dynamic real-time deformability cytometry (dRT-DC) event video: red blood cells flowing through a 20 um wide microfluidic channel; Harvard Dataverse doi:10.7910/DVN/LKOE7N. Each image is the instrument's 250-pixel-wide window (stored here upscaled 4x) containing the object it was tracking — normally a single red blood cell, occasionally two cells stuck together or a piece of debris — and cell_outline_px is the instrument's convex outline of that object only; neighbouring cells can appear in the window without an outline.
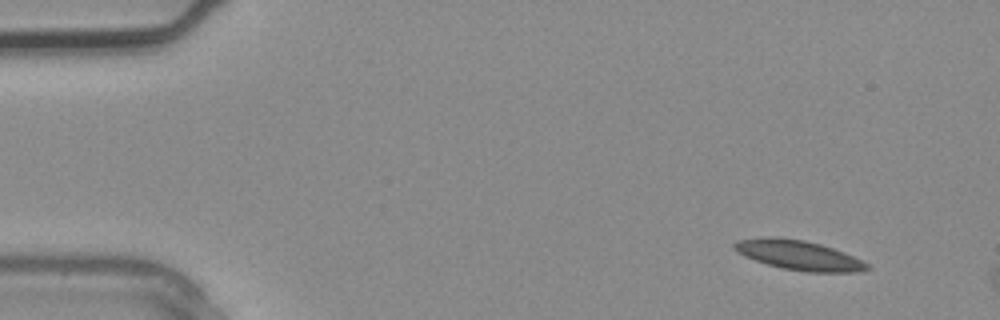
{"species": "common noctule bat (a hibernating species)", "species_latin": "Nyctalus noctula", "temperature_condition": "warm", "stored_images_in_passage": 3, "camera_frame_rate_fps": 3000, "um_per_image_px": 0.085, "animal": {"sex": "male", "body_mass_g": 20.4}, "frame": {"image": 1, "passage_image": 1, "time_ms": 0.0, "image_size_px": [1000, 320], "cell_outline_px": [[872, 268], [860, 272], [808, 272], [784, 268], [768, 264], [744, 256], [736, 252], [732, 248], [732, 244], [736, 240], [768, 236], [776, 236], [804, 240], [820, 244], [844, 252], [868, 264]], "centroid_in_image_um": [67.86, 21.67], "position_along_channel_um": 17.1, "area_um2": 22.95}}